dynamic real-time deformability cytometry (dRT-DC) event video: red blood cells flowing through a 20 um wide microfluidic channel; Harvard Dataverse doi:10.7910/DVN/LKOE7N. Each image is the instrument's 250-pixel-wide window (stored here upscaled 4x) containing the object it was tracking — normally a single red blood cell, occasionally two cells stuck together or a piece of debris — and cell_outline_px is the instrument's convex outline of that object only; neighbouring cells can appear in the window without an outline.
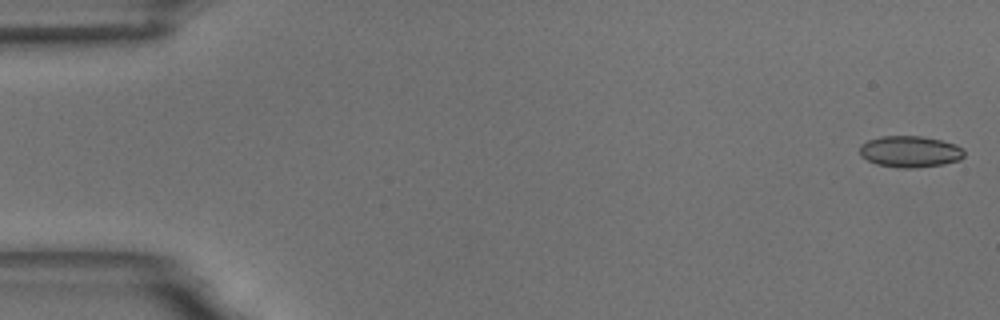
{"species": "common noctule bat (a hibernating species)", "species_latin": "Nyctalus noctula", "temperature_condition": "room temperature", "stored_images_in_passage": 52, "camera_frame_rate_fps": 3000, "um_per_image_px": 0.085, "animal": {"sex": "male", "body_mass_g": 18.8}, "frame": {"image": 1, "passage_image": 1, "time_ms": 0.0, "image_size_px": [1000, 320], "cell_outline_px": [[964, 156], [960, 160], [944, 164], [916, 168], [900, 168], [876, 164], [860, 156], [860, 144], [868, 140], [880, 136], [920, 136], [940, 140], [956, 144], [964, 148]], "centroid_in_image_um": [77.36, 12.89], "position_along_channel_um": 7.6, "area_um2": 19.31}}
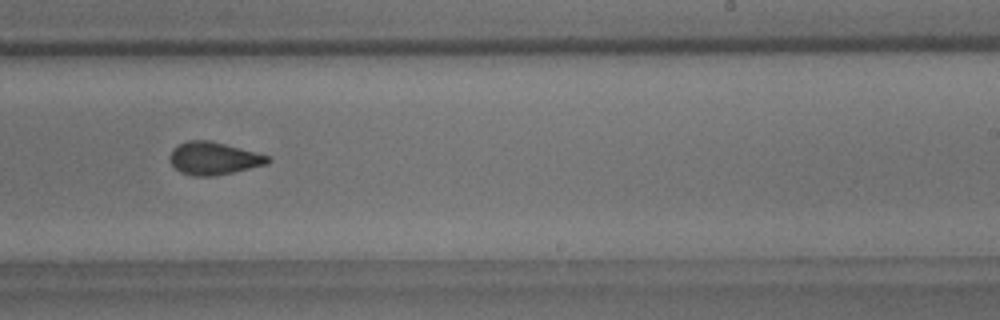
{"frame": {"image": 2, "passage_image": 34, "time_ms": 11.0, "image_size_px": [1000, 320], "cell_outline_px": [[272, 160], [268, 164], [232, 172], [212, 176], [192, 176], [180, 172], [172, 164], [168, 156], [172, 148], [188, 140], [208, 140], [272, 156]], "centroid_in_image_um": [18.17, 13.46], "position_along_channel_um": 270.8, "area_um2": 18.67}}
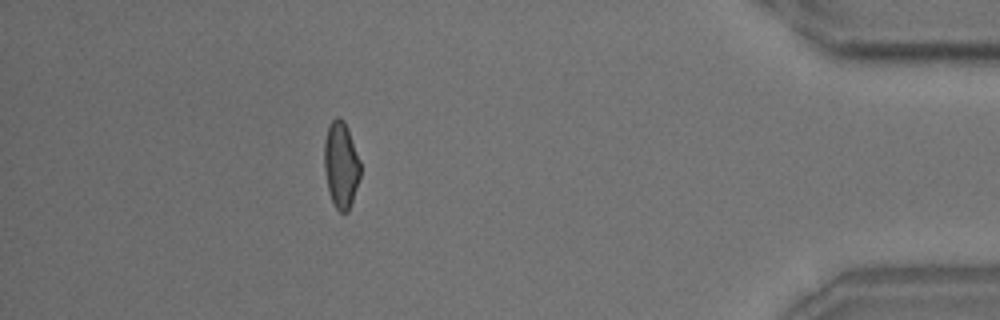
{"frame": {"image": 3, "passage_image": 49, "time_ms": 16.0, "image_size_px": [1000, 320], "cell_outline_px": [[360, 176], [348, 212], [340, 212], [336, 208], [332, 200], [328, 188], [324, 168], [324, 140], [328, 124], [336, 116], [340, 116], [344, 120], [348, 128], [360, 160]], "centroid_in_image_um": [28.98, 13.95], "position_along_channel_um": 406.2, "area_um2": 18.21}, "authors_computed_cell_mechanics": {"area_um2": 18.785, "velocity_mm_per_s": 3.6782, "shape_relaxation_time_tau1_ms": 7.8213, "shape_relaxation_time_tau2_ms": 1.8132, "deformation_change_tau1": 0.1359, "deformation_change_tau2": 0.0706}}